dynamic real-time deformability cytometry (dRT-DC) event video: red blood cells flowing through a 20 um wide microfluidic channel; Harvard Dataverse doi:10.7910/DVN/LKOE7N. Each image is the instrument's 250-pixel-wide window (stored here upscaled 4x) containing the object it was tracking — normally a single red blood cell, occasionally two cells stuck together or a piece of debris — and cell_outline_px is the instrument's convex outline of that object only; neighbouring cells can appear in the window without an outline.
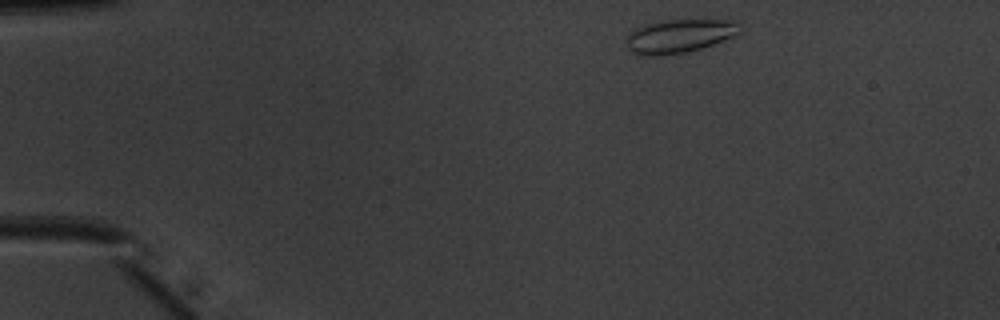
{"species": "common noctule bat (a hibernating species)", "species_latin": "Nyctalus noctula", "temperature_condition": "warm", "stored_images_in_passage": 44, "camera_frame_rate_fps": 3000, "um_per_image_px": 0.085, "animal": {"sex": "male", "body_mass_g": 20.1, "forearm_length_mm": 53.5}, "frame": {"image": 1, "passage_image": 2, "time_ms": 0.333, "image_size_px": [1000, 320], "cell_outline_px": [[744, 32], [736, 36], [704, 48], [688, 52], [660, 56], [636, 56], [628, 48], [624, 36], [636, 28], [644, 24], [660, 20], [732, 20], [740, 24]], "centroid_in_image_um": [57.75, 3.08], "position_along_channel_um": 27.2, "area_um2": 23.0}}
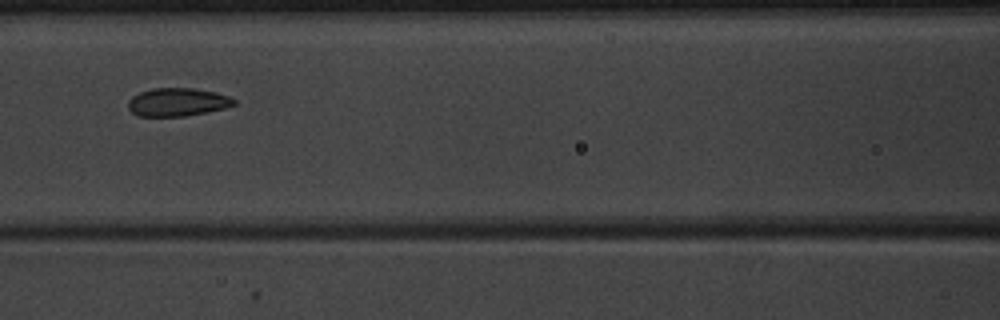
{"frame": {"image": 2, "passage_image": 17, "time_ms": 5.333, "image_size_px": [1000, 320], "cell_outline_px": [[236, 104], [228, 108], [208, 112], [184, 116], [140, 116], [132, 112], [128, 108], [128, 100], [132, 96], [140, 92], [152, 88], [196, 88], [216, 92], [228, 96], [236, 100]], "centroid_in_image_um": [15.12, 8.67], "position_along_channel_um": 151.5, "area_um2": 17.57}}
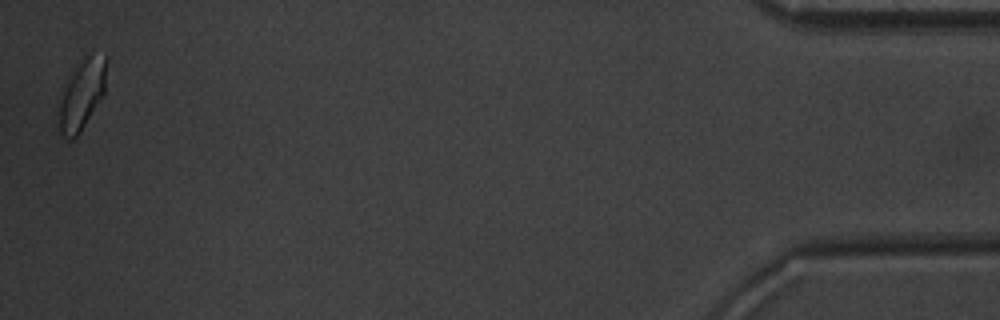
{"frame": {"image": 3, "passage_image": 44, "time_ms": 14.333, "image_size_px": [1000, 320], "cell_outline_px": [[108, 56], [104, 92], [80, 132], [72, 140], [68, 140], [60, 132], [60, 88], [76, 68], [88, 56]], "centroid_in_image_um": [6.95, 8.05], "position_along_channel_um": 428.3, "area_um2": 18.84}, "authors_computed_cell_mechanics": {"area_um2": 18.0914, "velocity_mm_per_s": 4.0011, "shape_relaxation_time_tau1_ms": 3.469, "shape_relaxation_time_tau2_ms": null, "deformation_change_tau1": 0.0787, "deformation_change_tau2": null}}